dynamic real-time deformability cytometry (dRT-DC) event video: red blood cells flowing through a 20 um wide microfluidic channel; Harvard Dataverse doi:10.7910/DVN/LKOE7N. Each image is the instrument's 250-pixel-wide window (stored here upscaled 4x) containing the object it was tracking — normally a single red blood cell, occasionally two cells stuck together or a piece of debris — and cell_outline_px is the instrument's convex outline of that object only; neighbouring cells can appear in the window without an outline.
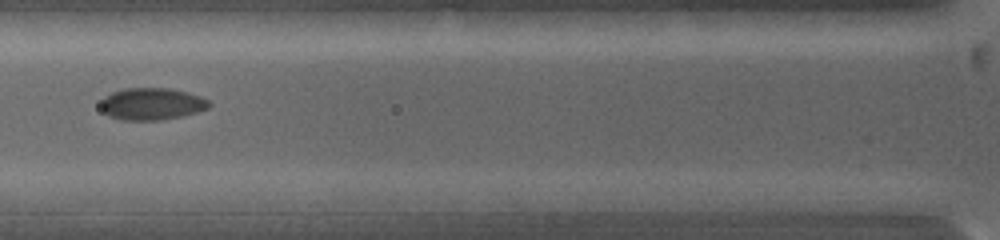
{"species": "common noctule bat (a hibernating species)", "species_latin": "Nyctalus noctula", "temperature_condition": "warm", "stored_images_in_passage": 7, "camera_frame_rate_fps": 5000, "um_per_image_px": 0.085, "animal": {"sex": "female", "body_mass_g": 19.0, "forearm_length_mm": 53.3}, "frame": {"image": 1, "passage_image": 5, "time_ms": 3.4, "image_size_px": [1000, 240], "cell_outline_px": [[212, 104], [208, 108], [184, 116], [160, 120], [120, 120], [108, 116], [100, 108], [100, 104], [104, 96], [112, 92], [124, 88], [168, 88], [188, 92], [200, 96], [208, 100]], "centroid_in_image_um": [12.89, 8.83], "position_along_channel_um": 112.9, "area_um2": 20.46}}
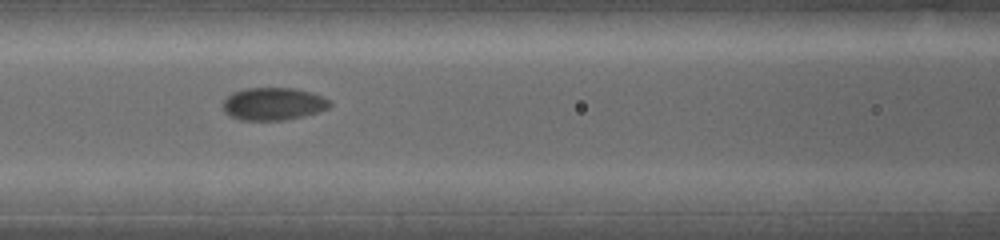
{"frame": {"image": 2, "passage_image": 6, "time_ms": 4.2, "image_size_px": [1000, 240], "cell_outline_px": [[332, 104], [328, 108], [320, 112], [304, 116], [284, 120], [240, 120], [228, 116], [224, 112], [224, 100], [232, 92], [244, 88], [296, 88], [312, 92], [332, 100]], "centroid_in_image_um": [23.26, 8.83], "position_along_channel_um": 143.3, "area_um2": 20.63}}
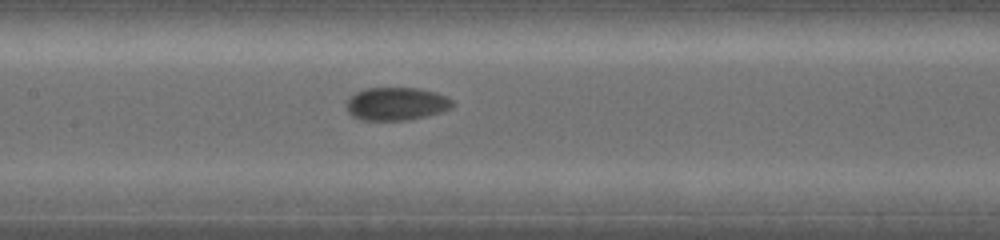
{"frame": {"image": 3, "passage_image": 7, "time_ms": 5.0, "image_size_px": [1000, 240], "cell_outline_px": [[452, 108], [444, 112], [408, 120], [360, 120], [352, 116], [348, 112], [348, 96], [364, 88], [420, 88], [436, 92], [452, 100]], "centroid_in_image_um": [33.69, 8.82], "position_along_channel_um": 173.7, "area_um2": 20.52}}